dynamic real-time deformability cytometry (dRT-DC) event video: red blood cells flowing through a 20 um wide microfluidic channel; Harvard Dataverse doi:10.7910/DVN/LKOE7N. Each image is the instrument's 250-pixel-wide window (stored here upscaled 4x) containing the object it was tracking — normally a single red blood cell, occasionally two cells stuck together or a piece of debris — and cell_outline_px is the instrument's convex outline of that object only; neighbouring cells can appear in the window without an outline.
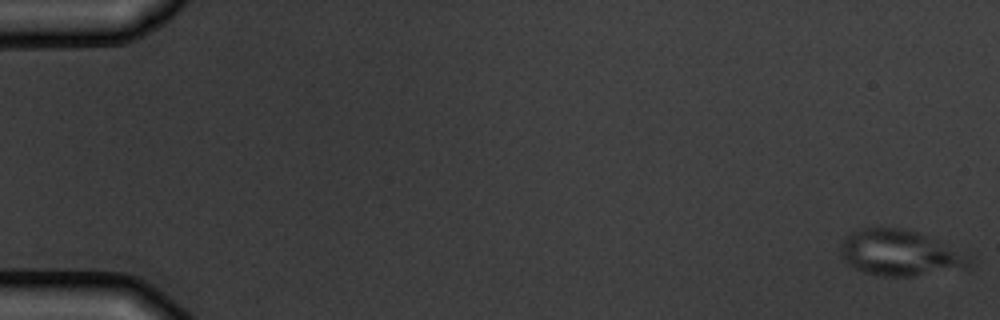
{"species": "common noctule bat (a hibernating species)", "species_latin": "Nyctalus noctula", "temperature_condition": "warm", "stored_images_in_passage": 5, "camera_frame_rate_fps": 3000, "um_per_image_px": 0.085, "animal": {"sex": "male", "body_mass_g": 19.5, "forearm_length_mm": 54.6}, "frame": {"image": 1, "passage_image": 1, "time_ms": 0.0, "image_size_px": [1000, 320], "cell_outline_px": [[976, 260], [968, 268], [912, 276], [876, 276], [864, 272], [848, 264], [840, 256], [840, 244], [852, 232], [860, 228], [900, 228], [916, 232], [972, 256]], "centroid_in_image_um": [76.51, 21.52], "position_along_channel_um": 8.5, "area_um2": 34.28}}